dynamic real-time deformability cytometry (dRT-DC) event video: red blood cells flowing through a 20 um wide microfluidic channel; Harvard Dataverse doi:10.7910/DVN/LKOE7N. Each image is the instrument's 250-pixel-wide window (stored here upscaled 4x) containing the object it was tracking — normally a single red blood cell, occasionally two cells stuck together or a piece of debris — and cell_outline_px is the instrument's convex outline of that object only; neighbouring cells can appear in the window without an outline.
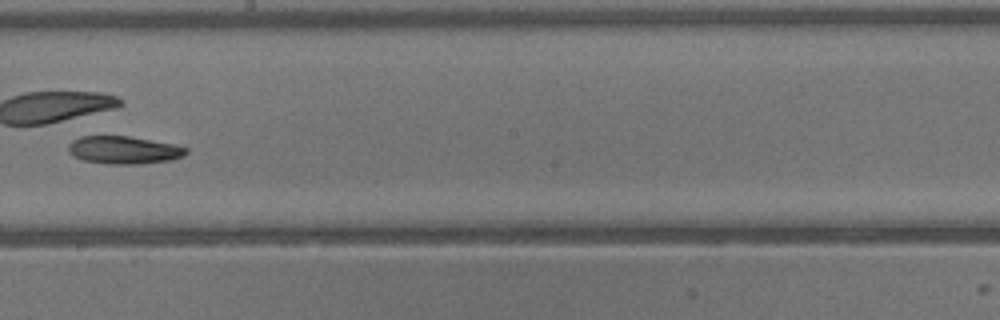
{"species": "common noctule bat (a hibernating species)", "species_latin": "Nyctalus noctula", "temperature_condition": "warm", "stored_images_in_passage": 30, "camera_frame_rate_fps": 3000, "um_per_image_px": 0.085, "animal": {"sex": "male", "body_mass_g": 13.3}, "frame": {"image": 1, "passage_image": 13, "time_ms": 4.0, "image_size_px": [1000, 320], "cell_outline_px": [[188, 152], [184, 156], [172, 160], [140, 164], [108, 164], [84, 160], [72, 156], [68, 148], [68, 144], [72, 140], [80, 136], [128, 136], [172, 144], [188, 148]], "centroid_in_image_um": [10.52, 12.76], "position_along_channel_um": 237.7, "area_um2": 19.07}}